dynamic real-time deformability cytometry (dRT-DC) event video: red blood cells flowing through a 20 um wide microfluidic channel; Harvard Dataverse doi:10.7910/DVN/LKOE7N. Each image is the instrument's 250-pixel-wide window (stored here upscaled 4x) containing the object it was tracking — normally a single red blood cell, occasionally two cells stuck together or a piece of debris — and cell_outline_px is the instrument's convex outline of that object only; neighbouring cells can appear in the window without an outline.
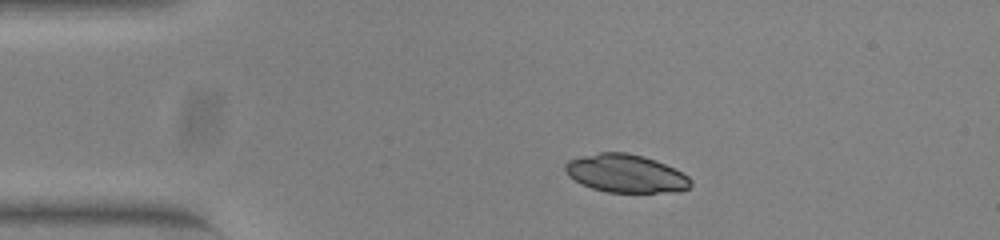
{"species": "common noctule bat (a hibernating species)", "species_latin": "Nyctalus noctula", "temperature_condition": "warm", "stored_images_in_passage": 43, "camera_frame_rate_fps": 3000, "um_per_image_px": 0.085, "animal": {"sex": "female", "body_mass_g": 23.0, "forearm_length_mm": 53.4}, "frame": {"image": 1, "passage_image": 1, "time_ms": 0.0, "image_size_px": [1000, 240], "cell_outline_px": [[692, 184], [688, 188], [676, 192], [608, 192], [592, 188], [580, 184], [568, 176], [564, 172], [564, 164], [568, 160], [580, 156], [600, 152], [628, 152], [644, 156], [656, 160], [688, 176], [692, 180]], "centroid_in_image_um": [53.15, 14.74], "position_along_channel_um": 31.9, "area_um2": 28.03}}
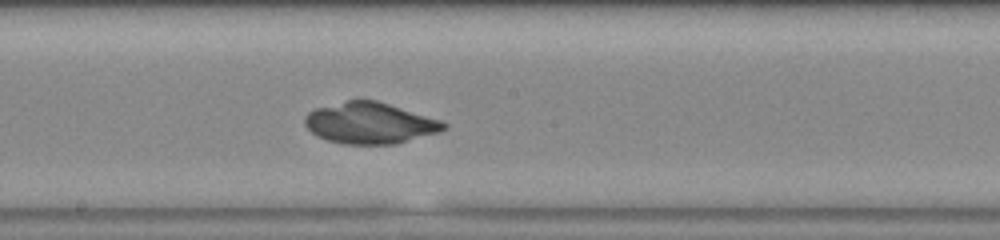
{"frame": {"image": 2, "passage_image": 19, "time_ms": 6.0, "image_size_px": [1000, 240], "cell_outline_px": [[448, 128], [440, 132], [396, 144], [344, 144], [328, 140], [316, 136], [304, 124], [304, 116], [308, 112], [316, 108], [348, 100], [376, 100], [440, 120], [448, 124]], "centroid_in_image_um": [31.44, 10.47], "position_along_channel_um": 216.8, "area_um2": 33.29}}
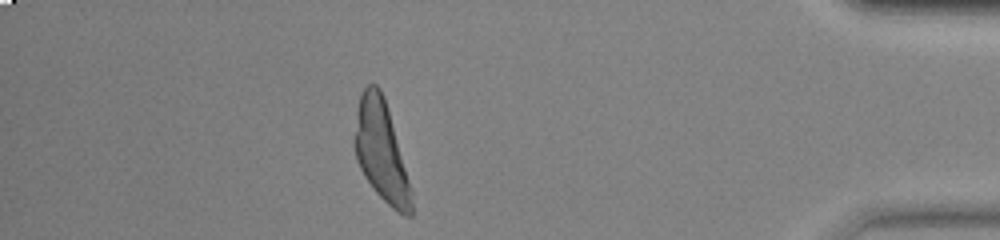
{"frame": {"image": 3, "passage_image": 37, "time_ms": 12.0, "image_size_px": [1000, 240], "cell_outline_px": [[412, 216], [404, 216], [396, 212], [376, 192], [364, 176], [356, 160], [352, 144], [352, 140], [356, 112], [360, 92], [368, 84], [376, 84], [380, 88], [384, 96], [412, 192]], "centroid_in_image_um": [32.36, 12.84], "position_along_channel_um": 402.8, "area_um2": 33.29}}